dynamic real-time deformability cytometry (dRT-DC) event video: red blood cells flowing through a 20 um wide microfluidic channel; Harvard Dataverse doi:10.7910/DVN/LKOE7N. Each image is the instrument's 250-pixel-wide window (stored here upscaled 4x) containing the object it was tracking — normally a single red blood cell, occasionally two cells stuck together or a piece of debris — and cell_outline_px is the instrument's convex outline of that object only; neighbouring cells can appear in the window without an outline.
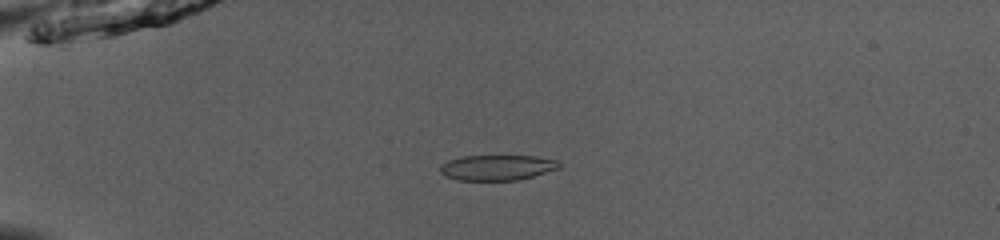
{"species": "common noctule bat (a hibernating species)", "species_latin": "Nyctalus noctula", "temperature_condition": "room temperature", "stored_images_in_passage": 53, "camera_frame_rate_fps": 3000, "um_per_image_px": 0.085, "animal": {"sex": "male", "body_mass_g": 13.0, "forearm_length_mm": 53.1}, "frame": {"image": 1, "passage_image": 15, "time_ms": 4.667, "image_size_px": [1000, 240], "cell_outline_px": [[560, 168], [532, 176], [516, 180], [456, 180], [444, 176], [440, 172], [440, 164], [448, 160], [464, 156], [536, 156], [560, 160]], "centroid_in_image_um": [42.25, 14.24], "position_along_channel_um": 42.8, "area_um2": 17.69}}
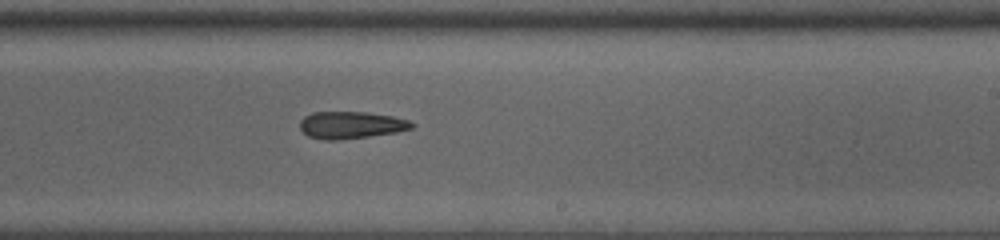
{"frame": {"image": 2, "passage_image": 34, "time_ms": 11.0, "image_size_px": [1000, 240], "cell_outline_px": [[416, 124], [412, 128], [396, 132], [368, 136], [336, 140], [324, 140], [308, 136], [300, 128], [300, 120], [304, 116], [312, 112], [364, 112], [392, 116], [408, 120]], "centroid_in_image_um": [29.82, 10.62], "position_along_channel_um": 259.2, "area_um2": 17.57}}
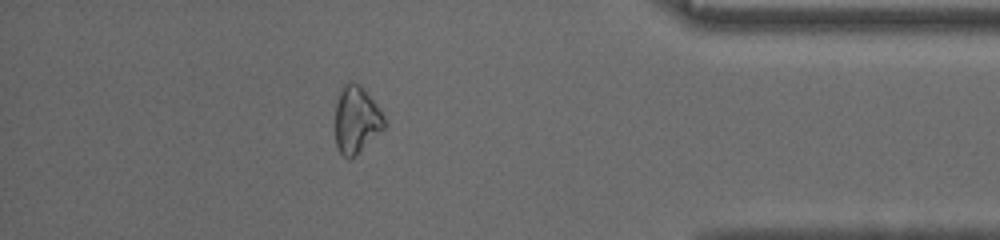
{"frame": {"image": 3, "passage_image": 47, "time_ms": 15.333, "image_size_px": [1000, 240], "cell_outline_px": [[384, 128], [356, 156], [348, 160], [336, 148], [336, 100], [344, 84], [348, 80], [360, 84], [364, 88], [380, 108], [384, 116]], "centroid_in_image_um": [30.29, 10.17], "position_along_channel_um": 404.9, "area_um2": 19.36}, "authors_computed_cell_mechanics": {"area_um2": 18.6116, "velocity_mm_per_s": 3.9622, "shape_relaxation_time_tau1_ms": 3.9477, "shape_relaxation_time_tau2_ms": null, "deformation_change_tau1": 0.1095, "deformation_change_tau2": null}}